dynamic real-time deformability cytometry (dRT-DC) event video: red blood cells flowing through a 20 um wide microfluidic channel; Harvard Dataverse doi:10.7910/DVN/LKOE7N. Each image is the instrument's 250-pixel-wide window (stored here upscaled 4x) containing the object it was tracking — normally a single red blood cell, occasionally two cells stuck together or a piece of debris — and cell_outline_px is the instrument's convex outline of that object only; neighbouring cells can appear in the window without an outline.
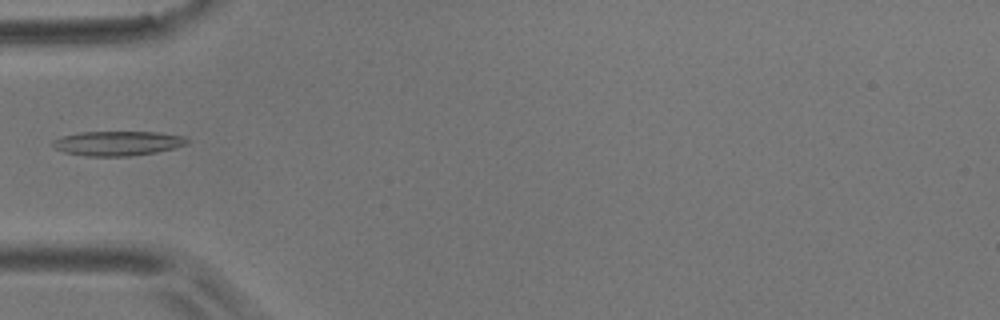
{"species": "common noctule bat (a hibernating species)", "species_latin": "Nyctalus noctula", "temperature_condition": "room temperature", "stored_images_in_passage": 3, "camera_frame_rate_fps": 3000, "um_per_image_px": 0.085, "animal": {"sex": "male", "body_mass_g": 17.9}, "frame": {"image": 1, "passage_image": 3, "time_ms": 0.667, "image_size_px": [1000, 320], "cell_outline_px": [[188, 144], [156, 152], [128, 156], [88, 156], [64, 152], [56, 148], [52, 144], [52, 140], [64, 136], [80, 132], [156, 132], [184, 136], [188, 140]], "centroid_in_image_um": [10.0, 12.18], "position_along_channel_um": 75.0, "area_um2": 19.02}}